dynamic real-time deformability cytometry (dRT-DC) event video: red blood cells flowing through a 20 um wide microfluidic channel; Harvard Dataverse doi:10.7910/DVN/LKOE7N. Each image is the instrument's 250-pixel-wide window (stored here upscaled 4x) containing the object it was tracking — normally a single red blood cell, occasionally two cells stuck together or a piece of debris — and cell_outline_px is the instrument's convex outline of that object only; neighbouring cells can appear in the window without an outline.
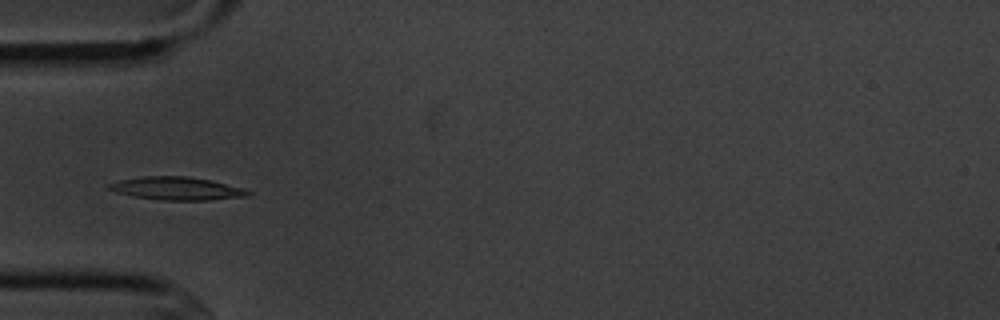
{"species": "common noctule bat (a hibernating species)", "species_latin": "Nyctalus noctula", "temperature_condition": "cold", "stored_images_in_passage": 7, "camera_frame_rate_fps": 3000, "um_per_image_px": 0.085, "animal": {"sex": "male", "body_mass_g": 20.1, "forearm_length_mm": 53.5}, "frame": {"image": 1, "passage_image": 5, "time_ms": 4.667, "image_size_px": [1000, 320], "cell_outline_px": [[252, 192], [248, 196], [212, 200], [160, 200], [132, 196], [116, 192], [108, 188], [108, 184], [120, 180], [144, 176], [188, 176], [208, 180], [244, 188]], "centroid_in_image_um": [15.04, 16.02], "position_along_channel_um": 70.0, "area_um2": 18.55}}
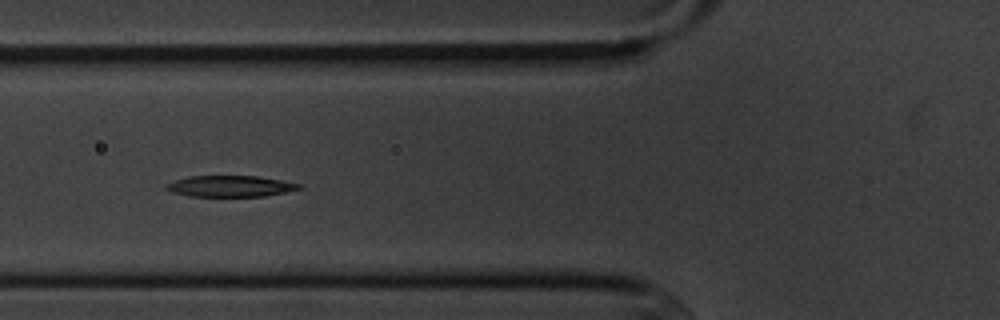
{"frame": {"image": 2, "passage_image": 6, "time_ms": 5.667, "image_size_px": [1000, 320], "cell_outline_px": [[300, 188], [284, 192], [264, 196], [188, 196], [172, 192], [164, 188], [164, 184], [188, 176], [256, 176], [280, 180], [300, 184]], "centroid_in_image_um": [19.49, 15.82], "position_along_channel_um": 106.3, "area_um2": 16.18}}
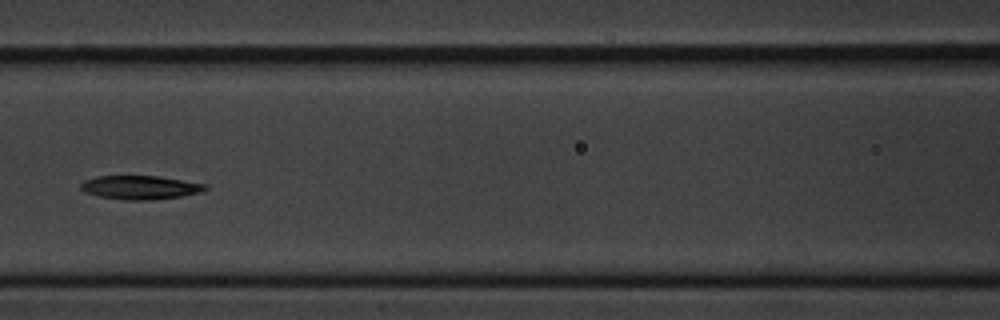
{"frame": {"image": 3, "passage_image": 7, "time_ms": 7.0, "image_size_px": [1000, 320], "cell_outline_px": [[208, 188], [204, 192], [180, 196], [152, 200], [124, 200], [100, 196], [84, 192], [80, 188], [80, 184], [84, 180], [96, 176], [160, 176], [204, 184]], "centroid_in_image_um": [11.9, 15.93], "position_along_channel_um": 154.7, "area_um2": 17.22}}